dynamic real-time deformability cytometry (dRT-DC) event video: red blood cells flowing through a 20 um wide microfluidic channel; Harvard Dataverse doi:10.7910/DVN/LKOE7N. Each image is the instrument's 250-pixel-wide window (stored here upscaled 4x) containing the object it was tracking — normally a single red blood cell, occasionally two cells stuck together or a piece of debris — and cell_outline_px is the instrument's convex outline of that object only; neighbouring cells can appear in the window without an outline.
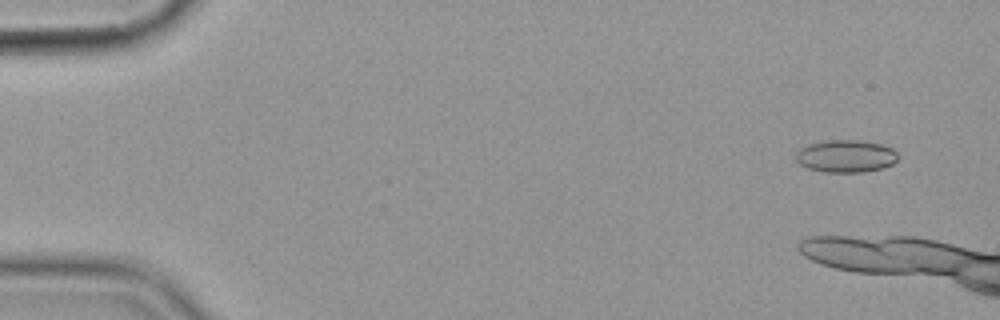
{"species": "common noctule bat (a hibernating species)", "species_latin": "Nyctalus noctula", "temperature_condition": "cold", "stored_images_in_passage": 11, "camera_frame_rate_fps": 3000, "um_per_image_px": 0.085, "animal": {"sex": "female", "body_mass_g": 19.9}, "frame": {"image": 1, "passage_image": 4, "time_ms": 1.0, "image_size_px": [1000, 320], "cell_outline_px": [[896, 160], [892, 164], [884, 168], [860, 172], [824, 172], [808, 168], [800, 164], [796, 160], [796, 152], [800, 148], [808, 144], [824, 140], [856, 140], [880, 144], [892, 148], [896, 152]], "centroid_in_image_um": [71.86, 13.27], "position_along_channel_um": 13.1, "area_um2": 19.25}}